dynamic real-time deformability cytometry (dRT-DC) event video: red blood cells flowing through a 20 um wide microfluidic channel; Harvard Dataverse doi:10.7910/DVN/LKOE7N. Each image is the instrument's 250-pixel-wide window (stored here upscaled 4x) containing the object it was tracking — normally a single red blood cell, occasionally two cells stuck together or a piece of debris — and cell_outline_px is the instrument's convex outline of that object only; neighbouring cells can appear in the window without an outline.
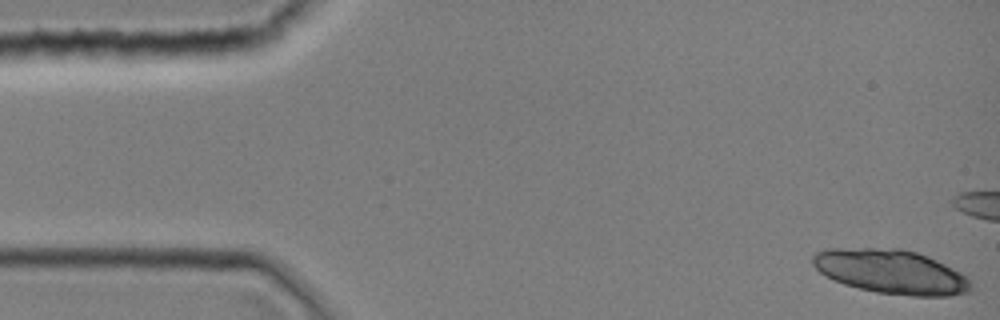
{"species": "common noctule bat (a hibernating species)", "species_latin": "Nyctalus noctula", "temperature_condition": "room temperature", "stored_images_in_passage": 19, "camera_frame_rate_fps": 3000, "um_per_image_px": 0.085, "animal": {"sex": "female", "body_mass_g": 19.0, "forearm_length_mm": 51.5}, "frame": {"image": 1, "passage_image": 1, "time_ms": 0.0, "image_size_px": [1000, 320], "cell_outline_px": [[972, 288], [968, 292], [948, 296], [912, 296], [876, 292], [844, 284], [824, 276], [812, 264], [812, 256], [816, 252], [828, 248], [900, 248], [916, 252], [928, 256], [960, 272], [972, 284]], "centroid_in_image_um": [75.71, 23.09], "position_along_channel_um": 9.3, "area_um2": 40.69}}